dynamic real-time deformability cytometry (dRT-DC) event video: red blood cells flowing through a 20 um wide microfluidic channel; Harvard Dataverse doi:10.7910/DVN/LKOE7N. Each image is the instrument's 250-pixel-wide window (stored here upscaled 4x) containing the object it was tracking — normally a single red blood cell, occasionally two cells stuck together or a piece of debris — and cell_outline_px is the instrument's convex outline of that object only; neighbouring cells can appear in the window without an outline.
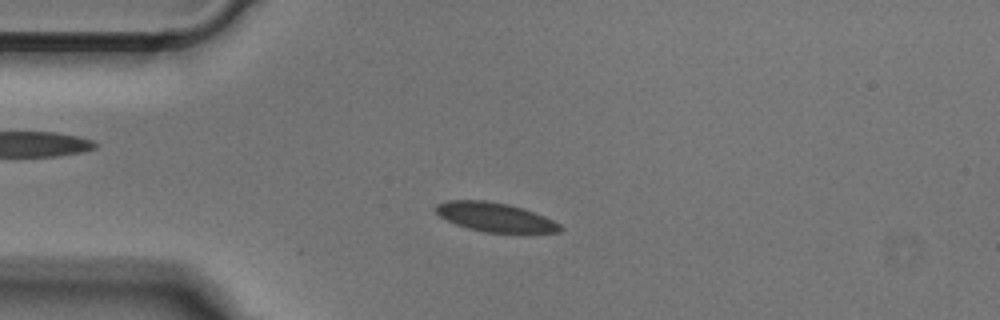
{"species": "Egyptian fruit bat (a non-hibernating species)", "species_latin": "Rousettus aegyptiacus", "temperature_condition": "cold", "stored_images_in_passage": 49, "camera_frame_rate_fps": 3000, "um_per_image_px": 0.085, "animal": {"sex": "male"}, "frame": {"image": 1, "passage_image": 10, "time_ms": 3.0, "image_size_px": [1000, 320], "cell_outline_px": [[564, 228], [560, 232], [484, 232], [468, 228], [456, 224], [440, 216], [436, 212], [436, 204], [448, 200], [484, 200], [508, 204], [544, 216], [560, 224]], "centroid_in_image_um": [42.06, 18.45], "position_along_channel_um": 42.9, "area_um2": 20.69}}
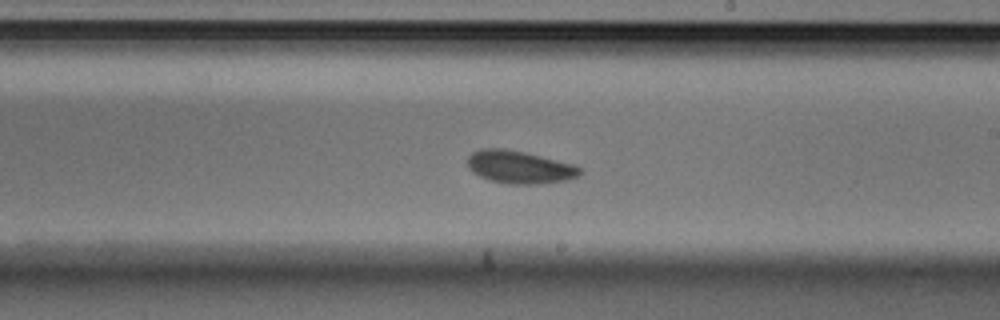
{"frame": {"image": 2, "passage_image": 27, "time_ms": 8.667, "image_size_px": [1000, 320], "cell_outline_px": [[580, 172], [576, 176], [568, 180], [536, 184], [508, 184], [488, 180], [472, 172], [468, 168], [468, 156], [472, 152], [480, 148], [504, 148], [524, 152], [572, 164], [580, 168]], "centroid_in_image_um": [44.09, 14.2], "position_along_channel_um": 244.9, "area_um2": 21.33}}
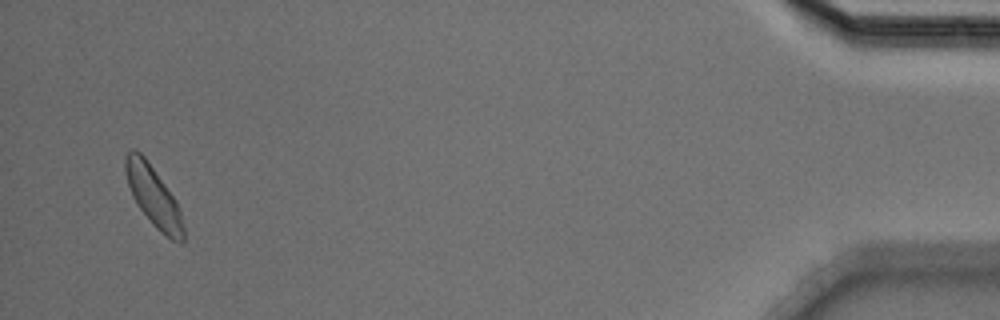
{"frame": {"image": 3, "passage_image": 47, "time_ms": 15.333, "image_size_px": [1000, 320], "cell_outline_px": [[184, 240], [180, 244], [172, 240], [160, 232], [156, 228], [136, 204], [132, 196], [128, 184], [124, 168], [124, 156], [132, 148], [136, 148], [144, 156], [176, 200], [180, 208], [184, 228]], "centroid_in_image_um": [13.04, 16.69], "position_along_channel_um": 422.2, "area_um2": 20.46}}